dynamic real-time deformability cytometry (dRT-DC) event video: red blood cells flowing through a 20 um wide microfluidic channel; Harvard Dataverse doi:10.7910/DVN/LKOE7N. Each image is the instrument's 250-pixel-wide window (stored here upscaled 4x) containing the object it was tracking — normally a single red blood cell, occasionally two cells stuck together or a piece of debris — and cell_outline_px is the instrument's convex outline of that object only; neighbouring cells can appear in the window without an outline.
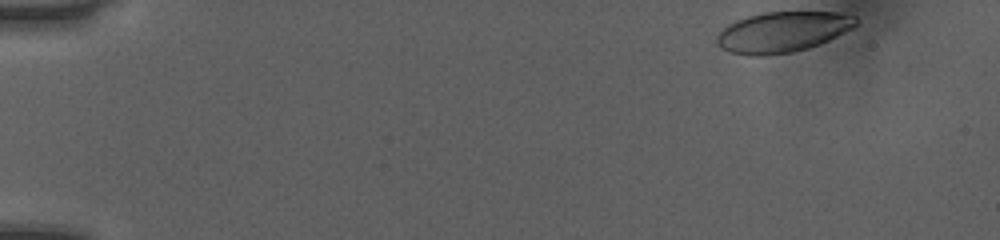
{"species": "human", "species_latin": "Homo sapiens", "temperature_condition": "room temperature", "stored_images_in_passage": 44, "camera_frame_rate_fps": 3000, "um_per_image_px": 0.085, "donor": {"sex": "female"}, "frame": {"image": 1, "passage_image": 1, "time_ms": 0.0, "image_size_px": [1000, 240], "cell_outline_px": [[860, 24], [820, 44], [808, 48], [792, 52], [768, 56], [748, 56], [728, 52], [720, 48], [716, 44], [716, 36], [728, 24], [736, 20], [748, 16], [764, 12], [836, 12], [856, 16]], "centroid_in_image_um": [66.5, 2.73], "position_along_channel_um": 18.5, "area_um2": 33.18}}
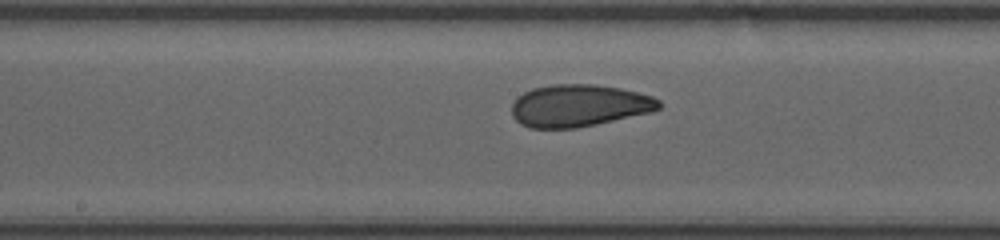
{"frame": {"image": 2, "passage_image": 24, "time_ms": 7.667, "image_size_px": [1000, 240], "cell_outline_px": [[664, 104], [660, 108], [648, 112], [596, 124], [576, 128], [528, 128], [520, 124], [512, 116], [512, 104], [524, 92], [532, 88], [552, 84], [596, 84], [620, 88], [652, 96], [660, 100]], "centroid_in_image_um": [49.2, 8.97], "position_along_channel_um": 199.0, "area_um2": 36.13}}
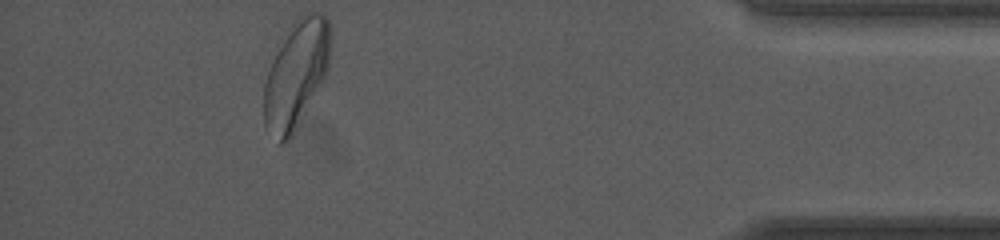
{"frame": {"image": 3, "passage_image": 43, "time_ms": 14.0, "image_size_px": [1000, 240], "cell_outline_px": [[328, 68], [320, 84], [288, 136], [280, 144], [264, 128], [264, 84], [272, 60], [288, 28], [296, 16], [304, 12], [320, 12], [328, 16]], "centroid_in_image_um": [25.12, 6.2], "position_along_channel_um": 410.1, "area_um2": 40.11}, "authors_computed_cell_mechanics": {"area_um2": 35.9227, "velocity_mm_per_s": 4.0496, "shape_relaxation_time_tau1_ms": 6.0623, "shape_relaxation_time_tau2_ms": 1.1314, "deformation_change_tau1": 0.1453, "deformation_change_tau2": 0.0654}}